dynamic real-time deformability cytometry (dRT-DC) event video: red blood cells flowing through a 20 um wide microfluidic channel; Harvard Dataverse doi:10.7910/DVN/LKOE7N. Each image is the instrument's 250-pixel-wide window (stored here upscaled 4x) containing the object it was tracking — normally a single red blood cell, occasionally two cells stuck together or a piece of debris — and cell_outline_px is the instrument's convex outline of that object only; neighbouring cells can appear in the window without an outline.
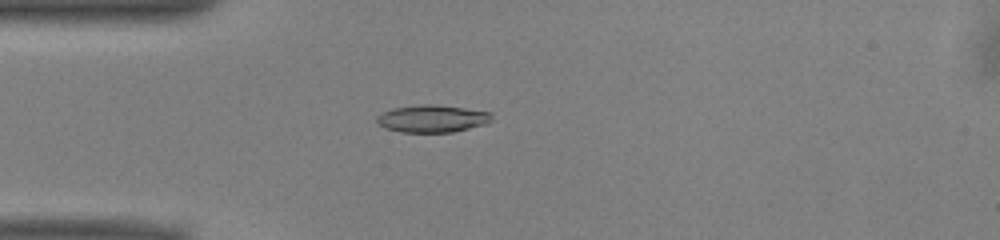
{"species": "common noctule bat (a hibernating species)", "species_latin": "Nyctalus noctula", "temperature_condition": "warm", "stored_images_in_passage": 35, "camera_frame_rate_fps": 3000, "um_per_image_px": 0.085, "animal": {"sex": "male", "body_mass_g": 13.0, "forearm_length_mm": 53.1}, "frame": {"image": 1, "passage_image": 4, "time_ms": 1.0, "image_size_px": [1000, 240], "cell_outline_px": [[492, 120], [488, 124], [452, 132], [400, 132], [384, 128], [376, 120], [376, 116], [392, 108], [420, 104], [436, 104], [492, 112]], "centroid_in_image_um": [36.76, 10.08], "position_along_channel_um": 48.2, "area_um2": 18.5}}
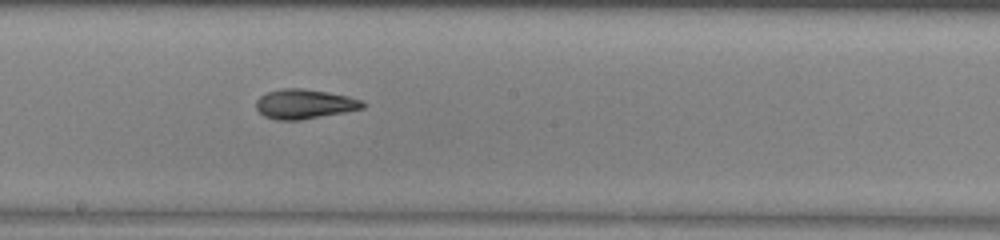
{"frame": {"image": 2, "passage_image": 18, "time_ms": 5.667, "image_size_px": [1000, 240], "cell_outline_px": [[368, 104], [364, 108], [344, 112], [300, 120], [276, 120], [264, 116], [256, 108], [256, 100], [260, 96], [268, 92], [284, 88], [300, 88], [328, 92], [348, 96], [360, 100]], "centroid_in_image_um": [25.88, 8.84], "position_along_channel_um": 222.3, "area_um2": 18.32}}
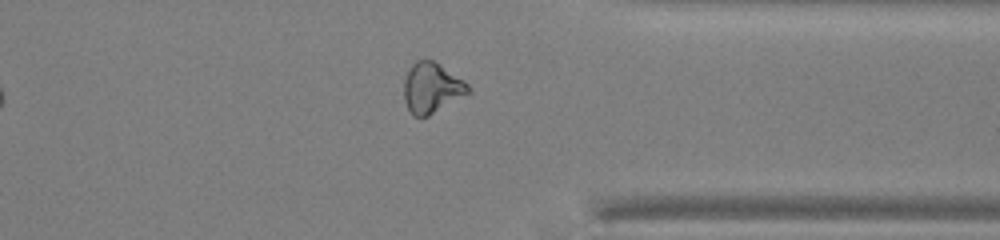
{"frame": {"image": 3, "passage_image": 30, "time_ms": 9.667, "image_size_px": [1000, 240], "cell_outline_px": [[472, 92], [428, 116], [412, 116], [404, 100], [404, 80], [412, 64], [416, 60], [432, 60], [440, 64], [464, 80], [468, 84]], "centroid_in_image_um": [36.71, 7.47], "position_along_channel_um": 374.7, "area_um2": 18.84}, "authors_computed_cell_mechanics": {"area_um2": 18.2648, "velocity_mm_per_s": 3.9731, "shape_relaxation_time_tau1_ms": 7.1867, "shape_relaxation_time_tau2_ms": 2.4118, "deformation_change_tau1": 0.19, "deformation_change_tau2": 0.0809}}